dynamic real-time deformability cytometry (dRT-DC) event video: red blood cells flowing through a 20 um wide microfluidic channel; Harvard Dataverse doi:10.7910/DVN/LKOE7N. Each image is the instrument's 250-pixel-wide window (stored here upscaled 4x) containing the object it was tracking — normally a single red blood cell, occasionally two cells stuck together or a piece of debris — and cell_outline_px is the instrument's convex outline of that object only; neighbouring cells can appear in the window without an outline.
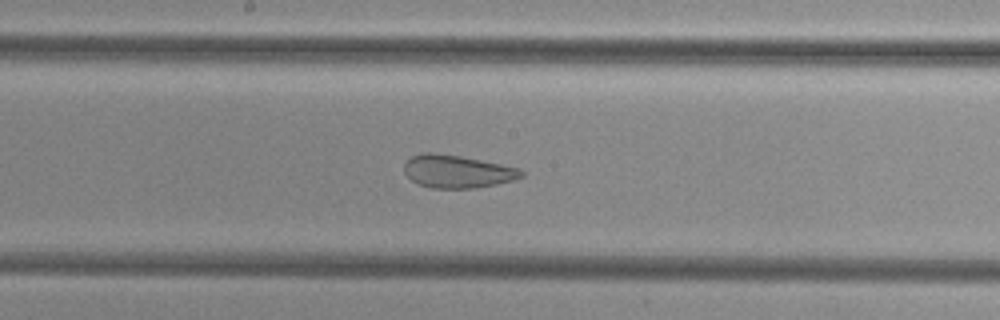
{"species": "common noctule bat (a hibernating species)", "species_latin": "Nyctalus noctula", "temperature_condition": "cold", "stored_images_in_passage": 51, "camera_frame_rate_fps": 3000, "um_per_image_px": 0.085, "animal": {"sex": "female", "body_mass_g": 29.2, "forearm_length_mm": 56.3}, "frame": {"image": 1, "passage_image": 27, "time_ms": 8.667, "image_size_px": [1000, 320], "cell_outline_px": [[524, 176], [516, 180], [476, 188], [432, 188], [416, 184], [404, 172], [404, 164], [412, 156], [424, 152], [436, 152], [460, 156], [520, 168], [524, 172]], "centroid_in_image_um": [38.88, 14.58], "position_along_channel_um": 209.3, "area_um2": 22.54}}
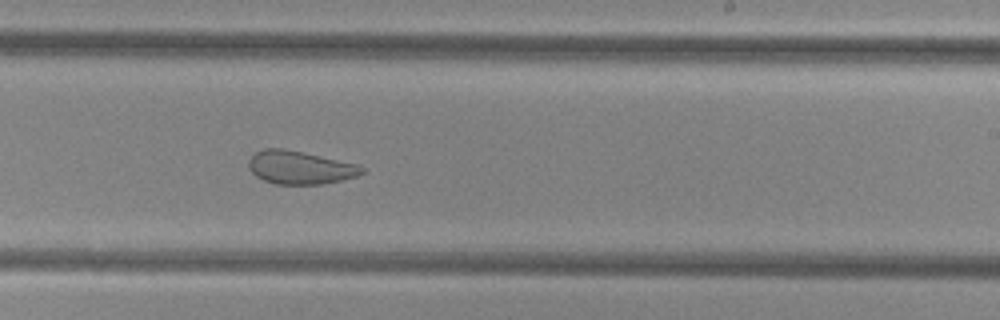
{"frame": {"image": 2, "passage_image": 31, "time_ms": 10.0, "image_size_px": [1000, 320], "cell_outline_px": [[368, 172], [356, 176], [324, 184], [276, 184], [264, 180], [256, 176], [248, 168], [248, 160], [256, 152], [264, 148], [284, 148], [304, 152], [356, 164], [368, 168]], "centroid_in_image_um": [25.52, 14.23], "position_along_channel_um": 263.5, "area_um2": 22.02}}
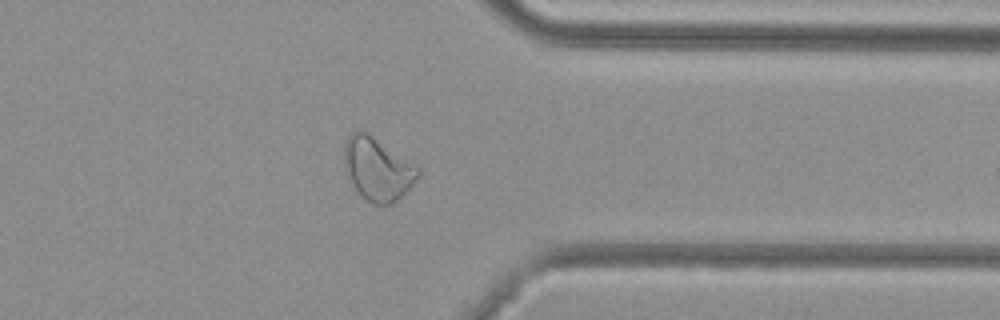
{"frame": {"image": 3, "passage_image": 40, "time_ms": 13.0, "image_size_px": [1000, 320], "cell_outline_px": [[420, 172], [416, 180], [392, 204], [372, 204], [360, 196], [344, 172], [344, 144], [348, 136], [352, 132], [360, 128], [364, 128], [420, 168]], "centroid_in_image_um": [32.04, 14.31], "position_along_channel_um": 379.4, "area_um2": 27.46}}